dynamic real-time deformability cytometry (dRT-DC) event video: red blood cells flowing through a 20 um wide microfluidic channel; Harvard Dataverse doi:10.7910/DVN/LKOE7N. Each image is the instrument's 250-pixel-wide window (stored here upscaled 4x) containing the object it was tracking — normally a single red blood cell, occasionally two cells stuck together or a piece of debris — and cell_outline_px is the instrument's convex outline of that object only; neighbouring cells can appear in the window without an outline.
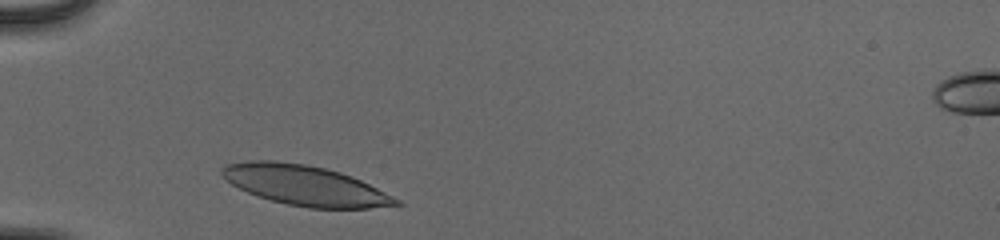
{"species": "human", "species_latin": "Homo sapiens", "temperature_condition": "cold", "stored_images_in_passage": 29, "camera_frame_rate_fps": 3000, "um_per_image_px": 0.085, "donor": {"sex": "male"}, "frame": {"image": 1, "passage_image": 2, "time_ms": 0.333, "image_size_px": [1000, 240], "cell_outline_px": [[404, 204], [368, 208], [308, 208], [288, 204], [272, 200], [248, 192], [232, 184], [220, 172], [220, 168], [224, 164], [248, 160], [272, 160], [304, 164], [324, 168], [340, 172], [352, 176], [400, 200]], "centroid_in_image_um": [25.91, 15.75], "position_along_channel_um": 59.1, "area_um2": 40.17}}
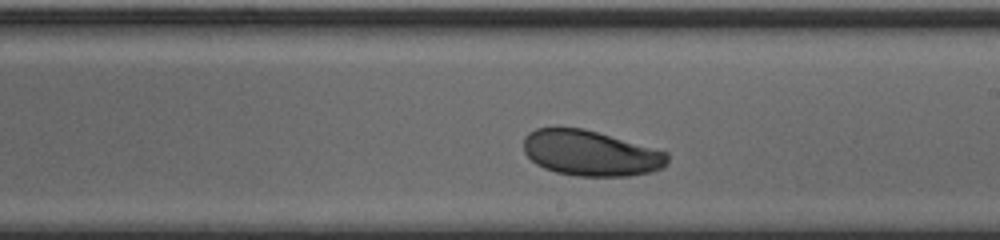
{"frame": {"image": 2, "passage_image": 17, "time_ms": 5.333, "image_size_px": [1000, 240], "cell_outline_px": [[668, 164], [664, 168], [652, 172], [628, 176], [576, 176], [556, 172], [544, 168], [536, 164], [524, 152], [524, 136], [528, 132], [536, 128], [584, 128], [668, 152]], "centroid_in_image_um": [50.22, 13.03], "position_along_channel_um": 238.8, "area_um2": 38.26}}
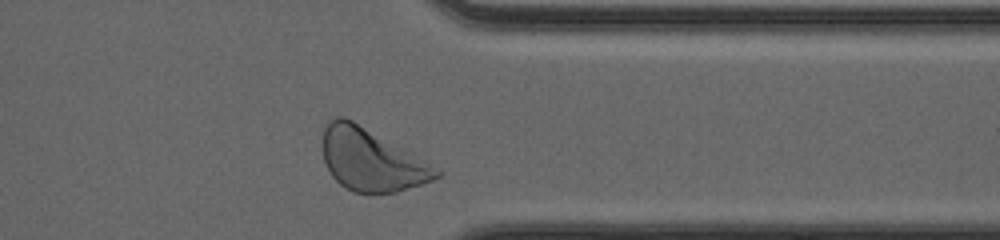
{"frame": {"image": 3, "passage_image": 28, "time_ms": 9.0, "image_size_px": [1000, 240], "cell_outline_px": [[444, 172], [440, 176], [432, 180], [396, 192], [352, 192], [344, 188], [332, 176], [324, 164], [320, 148], [320, 140], [324, 124], [328, 120], [336, 116], [344, 116], [352, 120]], "centroid_in_image_um": [31.44, 13.57], "position_along_channel_um": 380.0, "area_um2": 41.1}, "authors_computed_cell_mechanics": {"area_um2": 39.2462, "velocity_mm_per_s": 3.8737, "shape_relaxation_time_tau1_ms": 2.3432, "shape_relaxation_time_tau2_ms": null, "deformation_change_tau1": 0.127, "deformation_change_tau2": null}}